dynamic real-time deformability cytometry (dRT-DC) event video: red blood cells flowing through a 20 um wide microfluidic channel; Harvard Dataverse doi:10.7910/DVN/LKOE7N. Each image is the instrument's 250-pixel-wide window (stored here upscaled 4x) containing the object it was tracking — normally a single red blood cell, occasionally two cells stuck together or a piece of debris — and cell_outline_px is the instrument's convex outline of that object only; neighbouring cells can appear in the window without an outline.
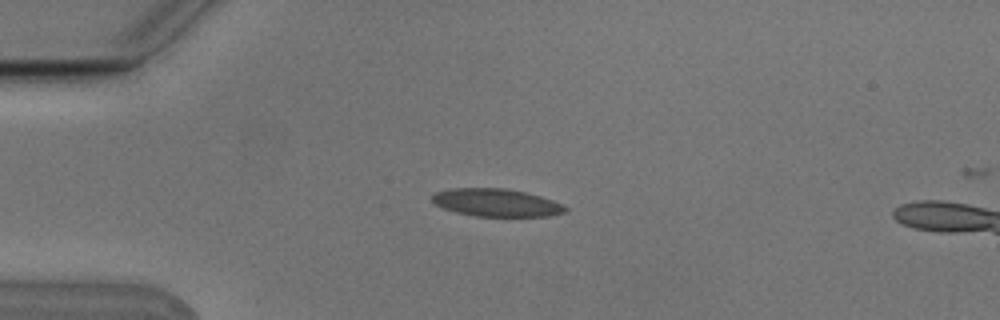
{"species": "Egyptian fruit bat (a non-hibernating species)", "species_latin": "Rousettus aegyptiacus", "temperature_condition": "cold", "stored_images_in_passage": 9, "camera_frame_rate_fps": 3000, "um_per_image_px": 0.085, "animal": {"sex": "male"}, "frame": {"image": 1, "passage_image": 3, "time_ms": 0.667, "image_size_px": [1000, 320], "cell_outline_px": [[568, 212], [548, 216], [476, 216], [456, 212], [444, 208], [436, 204], [432, 200], [432, 196], [436, 192], [448, 188], [504, 188], [524, 192], [540, 196], [564, 204], [568, 208]], "centroid_in_image_um": [42.22, 17.22], "position_along_channel_um": 42.8, "area_um2": 21.5}}
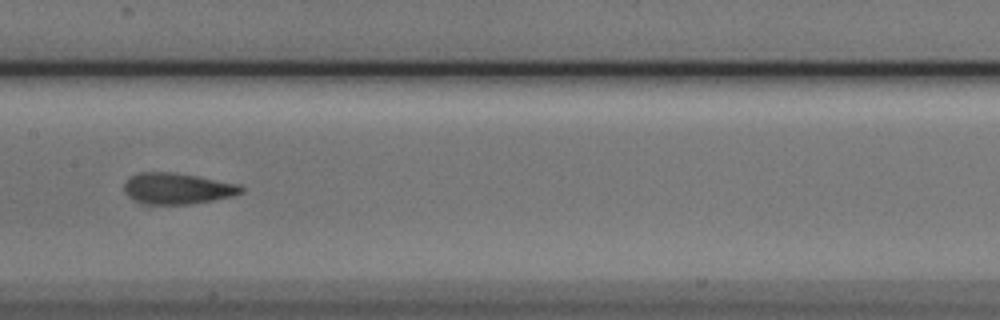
{"frame": {"image": 2, "passage_image": 7, "time_ms": 2.0, "image_size_px": [1000, 320], "cell_outline_px": [[244, 192], [236, 196], [188, 204], [140, 204], [132, 200], [124, 192], [124, 184], [132, 176], [140, 172], [172, 172], [196, 176], [240, 184], [244, 188]], "centroid_in_image_um": [15.08, 16.03], "position_along_channel_um": 192.3, "area_um2": 21.33}}
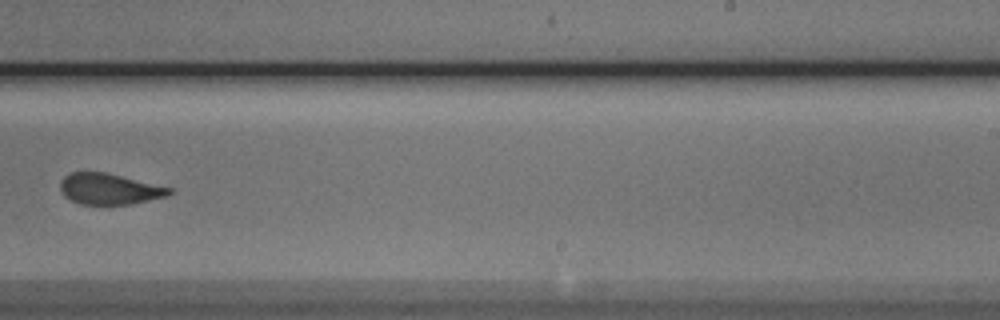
{"frame": {"image": 3, "passage_image": 9, "time_ms": 2.667, "image_size_px": [1000, 320], "cell_outline_px": [[172, 192], [164, 196], [132, 204], [80, 204], [64, 196], [60, 192], [60, 180], [64, 176], [72, 172], [104, 172], [172, 188]], "centroid_in_image_um": [9.23, 16.06], "position_along_channel_um": 279.8, "area_um2": 19.42}}